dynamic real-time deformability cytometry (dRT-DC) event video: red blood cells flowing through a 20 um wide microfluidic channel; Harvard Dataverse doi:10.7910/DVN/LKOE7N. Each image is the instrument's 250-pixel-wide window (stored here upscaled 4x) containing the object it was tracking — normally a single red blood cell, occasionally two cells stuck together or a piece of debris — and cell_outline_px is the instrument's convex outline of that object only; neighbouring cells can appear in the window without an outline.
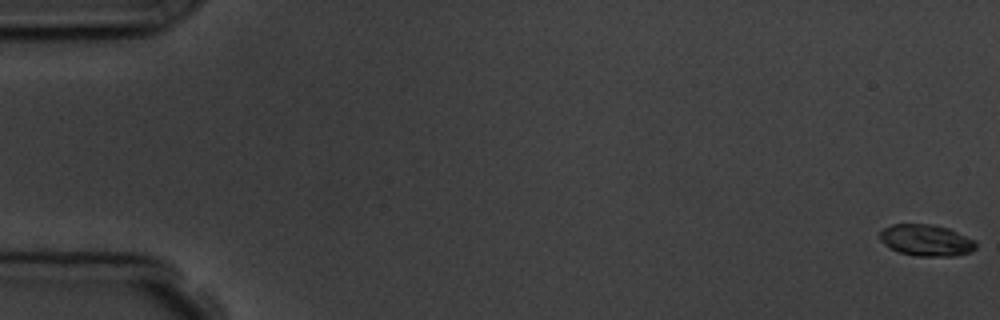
{"species": "common noctule bat (a hibernating species)", "species_latin": "Nyctalus noctula", "temperature_condition": "room temperature", "stored_images_in_passage": 5, "camera_frame_rate_fps": 3000, "um_per_image_px": 0.085, "animal": {"sex": "male", "body_mass_g": 19.5, "forearm_length_mm": 54.6}, "frame": {"image": 1, "passage_image": 1, "time_ms": 0.0, "image_size_px": [1000, 320], "cell_outline_px": [[976, 248], [972, 252], [956, 256], [916, 256], [900, 252], [888, 248], [880, 240], [880, 232], [884, 228], [892, 224], [932, 224], [948, 228], [976, 240]], "centroid_in_image_um": [78.75, 20.43], "position_along_channel_um": 6.3, "area_um2": 17.8}}
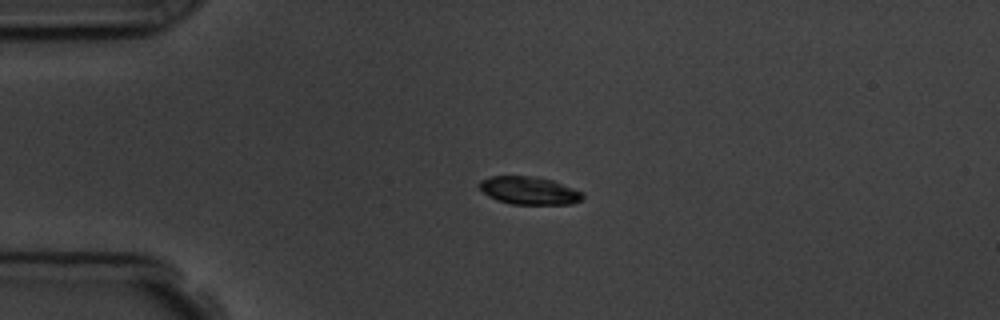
{"frame": {"image": 2, "passage_image": 4, "time_ms": 4.333, "image_size_px": [1000, 320], "cell_outline_px": [[584, 196], [580, 200], [572, 204], [512, 204], [496, 200], [488, 196], [480, 188], [480, 180], [492, 176], [528, 176], [552, 180], [584, 192]], "centroid_in_image_um": [44.99, 16.2], "position_along_channel_um": 40.0, "area_um2": 16.65}}